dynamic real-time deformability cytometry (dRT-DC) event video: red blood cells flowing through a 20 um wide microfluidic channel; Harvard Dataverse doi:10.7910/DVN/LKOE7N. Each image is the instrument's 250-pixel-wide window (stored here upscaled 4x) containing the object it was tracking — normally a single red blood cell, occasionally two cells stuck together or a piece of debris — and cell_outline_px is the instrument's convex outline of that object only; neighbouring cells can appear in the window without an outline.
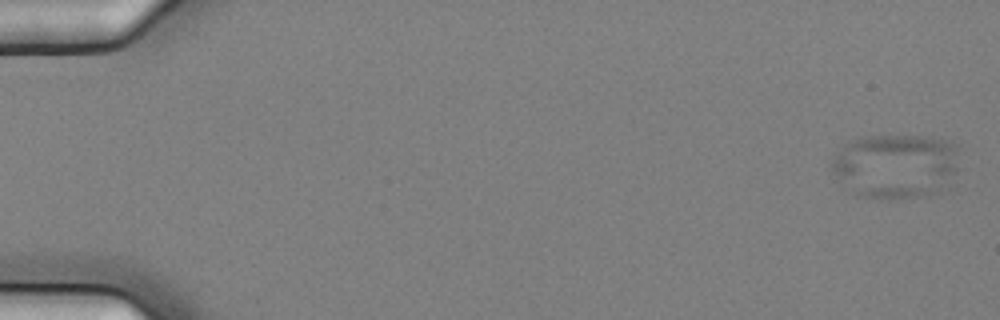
{"species": "common noctule bat (a hibernating species)", "species_latin": "Nyctalus noctula", "temperature_condition": "cold", "stored_images_in_passage": 6, "camera_frame_rate_fps": 3000, "um_per_image_px": 0.085, "animal": {"sex": "female", "body_mass_g": 25.1}, "frame": {"image": 1, "passage_image": 1, "time_ms": 0.0, "image_size_px": [1000, 320], "cell_outline_px": [[960, 168], [948, 188], [936, 196], [888, 200], [856, 196], [832, 172], [832, 160], [836, 152], [844, 144], [860, 136], [924, 136], [952, 140], [956, 144]], "centroid_in_image_um": [76.22, 14.14], "position_along_channel_um": 8.8, "area_um2": 49.77}}
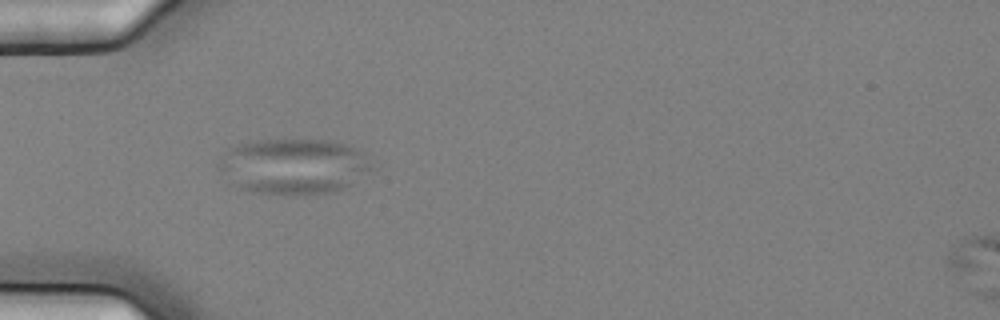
{"frame": {"image": 2, "passage_image": 6, "time_ms": 1.667, "image_size_px": [1000, 320], "cell_outline_px": [[372, 168], [352, 184], [344, 188], [332, 192], [296, 196], [284, 196], [252, 192], [240, 188], [232, 184], [216, 164], [228, 148], [248, 140], [332, 140], [344, 144], [360, 152], [364, 156]], "centroid_in_image_um": [24.88, 14.16], "position_along_channel_um": 60.1, "area_um2": 49.77}}